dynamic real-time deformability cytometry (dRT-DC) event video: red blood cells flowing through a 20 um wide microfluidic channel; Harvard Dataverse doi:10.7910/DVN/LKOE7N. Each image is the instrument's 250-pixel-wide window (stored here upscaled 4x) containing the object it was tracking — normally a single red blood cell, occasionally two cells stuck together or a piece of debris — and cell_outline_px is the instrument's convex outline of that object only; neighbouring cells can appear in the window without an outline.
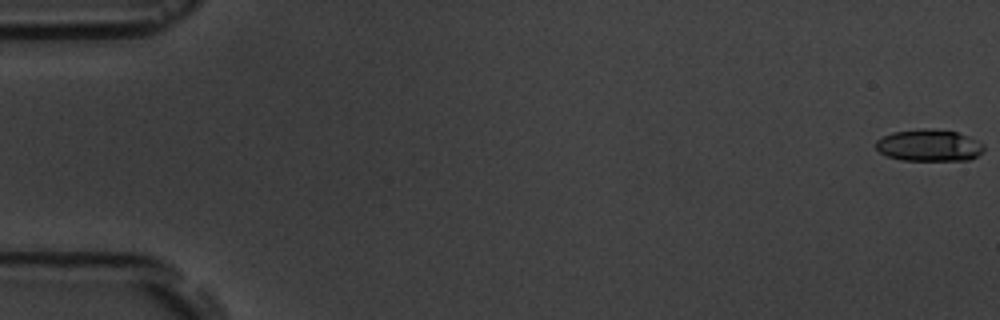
{"species": "common noctule bat (a hibernating species)", "species_latin": "Nyctalus noctula", "temperature_condition": "room temperature", "stored_images_in_passage": 7, "camera_frame_rate_fps": 3000, "um_per_image_px": 0.085, "animal": {"sex": "male", "body_mass_g": 19.5, "forearm_length_mm": 54.6}, "frame": {"image": 1, "passage_image": 1, "time_ms": 0.0, "image_size_px": [1000, 320], "cell_outline_px": [[984, 148], [976, 156], [968, 160], [904, 160], [888, 156], [880, 152], [876, 148], [876, 140], [892, 132], [920, 128], [932, 128], [956, 132], [968, 136], [984, 144]], "centroid_in_image_um": [78.96, 12.34], "position_along_channel_um": 6.0, "area_um2": 19.94}}
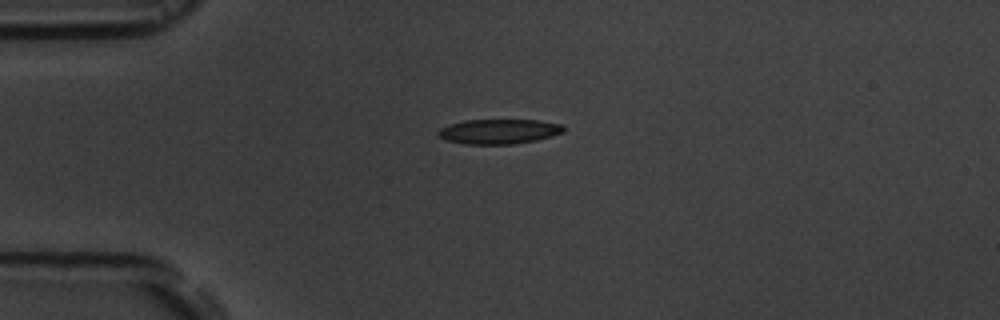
{"frame": {"image": 2, "passage_image": 7, "time_ms": 7.0, "image_size_px": [1000, 320], "cell_outline_px": [[564, 132], [552, 136], [536, 140], [512, 144], [464, 144], [444, 140], [436, 132], [440, 128], [448, 124], [464, 120], [540, 120], [564, 124]], "centroid_in_image_um": [42.41, 11.17], "position_along_channel_um": 42.6, "area_um2": 18.32}}